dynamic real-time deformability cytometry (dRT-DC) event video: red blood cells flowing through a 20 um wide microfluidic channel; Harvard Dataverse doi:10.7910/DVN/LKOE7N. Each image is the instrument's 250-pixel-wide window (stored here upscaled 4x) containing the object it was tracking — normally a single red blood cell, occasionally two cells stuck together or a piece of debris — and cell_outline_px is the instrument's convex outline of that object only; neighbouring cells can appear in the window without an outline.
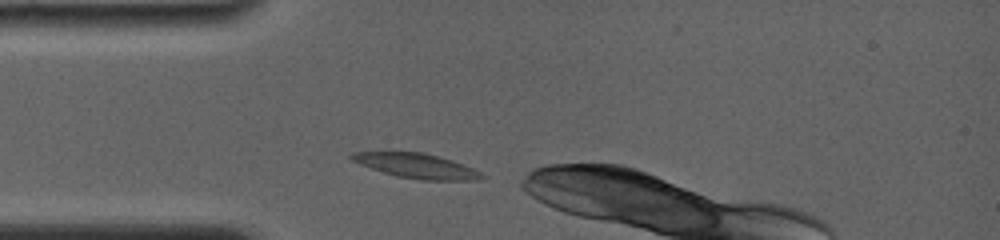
{"species": "common noctule bat (a hibernating species)", "species_latin": "Nyctalus noctula", "temperature_condition": "room temperature", "stored_images_in_passage": 11, "camera_frame_rate_fps": 4000, "um_per_image_px": 0.085, "animal": {"sex": "female", "body_mass_g": 19.0, "forearm_length_mm": 56.7}, "frame": {"image": 1, "passage_image": 1, "time_ms": 0.0, "image_size_px": [1000, 240], "cell_outline_px": [[484, 176], [476, 180], [420, 180], [396, 176], [360, 164], [352, 160], [348, 156], [352, 152], [420, 152], [452, 160], [472, 168], [480, 172]], "centroid_in_image_um": [35.38, 14.1], "position_along_channel_um": 49.6, "area_um2": 18.38}}
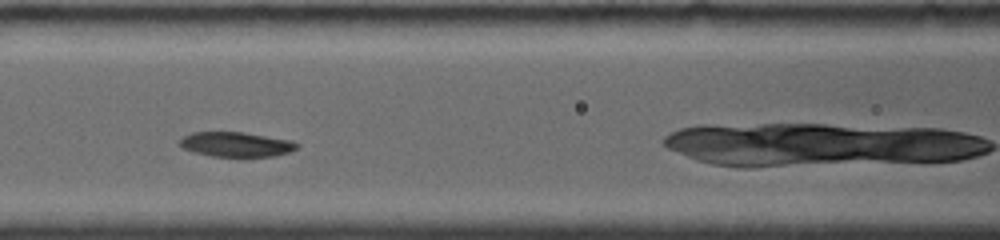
{"frame": {"image": 2, "passage_image": 6, "time_ms": 2.75, "image_size_px": [1000, 240], "cell_outline_px": [[300, 144], [296, 148], [288, 152], [272, 156], [212, 156], [196, 152], [184, 148], [180, 144], [180, 140], [184, 136], [192, 132], [244, 132], [292, 140]], "centroid_in_image_um": [20.1, 12.26], "position_along_channel_um": 146.5, "area_um2": 16.65}}
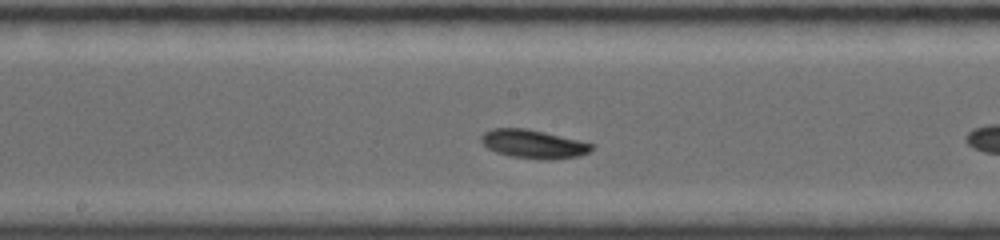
{"frame": {"image": 3, "passage_image": 9, "time_ms": 4.25, "image_size_px": [1000, 240], "cell_outline_px": [[592, 148], [588, 152], [580, 156], [552, 160], [540, 160], [512, 156], [496, 152], [488, 148], [480, 140], [480, 136], [484, 132], [492, 128], [524, 128], [544, 132], [592, 144]], "centroid_in_image_um": [45.3, 12.25], "position_along_channel_um": 202.9, "area_um2": 18.21}}